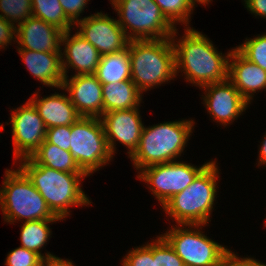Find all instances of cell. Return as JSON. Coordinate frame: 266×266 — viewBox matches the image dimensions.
Listing matches in <instances>:
<instances>
[{"label":"cell","instance_id":"cell-17","mask_svg":"<svg viewBox=\"0 0 266 266\" xmlns=\"http://www.w3.org/2000/svg\"><path fill=\"white\" fill-rule=\"evenodd\" d=\"M70 30L63 32L61 43H65L66 61L62 59L64 77L67 76V66L78 70L76 75L94 74L100 62L101 55L98 50L78 32L70 39Z\"/></svg>","mask_w":266,"mask_h":266},{"label":"cell","instance_id":"cell-14","mask_svg":"<svg viewBox=\"0 0 266 266\" xmlns=\"http://www.w3.org/2000/svg\"><path fill=\"white\" fill-rule=\"evenodd\" d=\"M64 77L61 89L69 92V98L81 117L103 115L102 84L94 74L74 75L70 80ZM70 81V82H69Z\"/></svg>","mask_w":266,"mask_h":266},{"label":"cell","instance_id":"cell-35","mask_svg":"<svg viewBox=\"0 0 266 266\" xmlns=\"http://www.w3.org/2000/svg\"><path fill=\"white\" fill-rule=\"evenodd\" d=\"M225 266H266L252 258H239L236 257L231 251L225 257Z\"/></svg>","mask_w":266,"mask_h":266},{"label":"cell","instance_id":"cell-9","mask_svg":"<svg viewBox=\"0 0 266 266\" xmlns=\"http://www.w3.org/2000/svg\"><path fill=\"white\" fill-rule=\"evenodd\" d=\"M172 228L163 237L173 247L185 266H220L230 252L207 238L200 230ZM200 231V232H199Z\"/></svg>","mask_w":266,"mask_h":266},{"label":"cell","instance_id":"cell-22","mask_svg":"<svg viewBox=\"0 0 266 266\" xmlns=\"http://www.w3.org/2000/svg\"><path fill=\"white\" fill-rule=\"evenodd\" d=\"M101 84L131 80V65L128 48L101 56L94 73Z\"/></svg>","mask_w":266,"mask_h":266},{"label":"cell","instance_id":"cell-40","mask_svg":"<svg viewBox=\"0 0 266 266\" xmlns=\"http://www.w3.org/2000/svg\"><path fill=\"white\" fill-rule=\"evenodd\" d=\"M192 2L193 5H195V2H199L201 4H206L208 3L210 0H190Z\"/></svg>","mask_w":266,"mask_h":266},{"label":"cell","instance_id":"cell-27","mask_svg":"<svg viewBox=\"0 0 266 266\" xmlns=\"http://www.w3.org/2000/svg\"><path fill=\"white\" fill-rule=\"evenodd\" d=\"M246 40L244 44L235 49L248 61L266 71V35Z\"/></svg>","mask_w":266,"mask_h":266},{"label":"cell","instance_id":"cell-13","mask_svg":"<svg viewBox=\"0 0 266 266\" xmlns=\"http://www.w3.org/2000/svg\"><path fill=\"white\" fill-rule=\"evenodd\" d=\"M104 133L111 154H114V140L120 141L129 149V155L137 149L143 130L138 108L109 111L101 116Z\"/></svg>","mask_w":266,"mask_h":266},{"label":"cell","instance_id":"cell-25","mask_svg":"<svg viewBox=\"0 0 266 266\" xmlns=\"http://www.w3.org/2000/svg\"><path fill=\"white\" fill-rule=\"evenodd\" d=\"M32 16L51 24L62 32L71 30L74 25L61 7L59 0H31Z\"/></svg>","mask_w":266,"mask_h":266},{"label":"cell","instance_id":"cell-10","mask_svg":"<svg viewBox=\"0 0 266 266\" xmlns=\"http://www.w3.org/2000/svg\"><path fill=\"white\" fill-rule=\"evenodd\" d=\"M209 163L199 168L176 161L154 164L139 170L138 178L151 185L150 190L163 207L175 194L187 188Z\"/></svg>","mask_w":266,"mask_h":266},{"label":"cell","instance_id":"cell-26","mask_svg":"<svg viewBox=\"0 0 266 266\" xmlns=\"http://www.w3.org/2000/svg\"><path fill=\"white\" fill-rule=\"evenodd\" d=\"M159 6L161 13L174 26L176 22H189V14L193 9V4L190 0H154Z\"/></svg>","mask_w":266,"mask_h":266},{"label":"cell","instance_id":"cell-37","mask_svg":"<svg viewBox=\"0 0 266 266\" xmlns=\"http://www.w3.org/2000/svg\"><path fill=\"white\" fill-rule=\"evenodd\" d=\"M36 266H58V257L42 259Z\"/></svg>","mask_w":266,"mask_h":266},{"label":"cell","instance_id":"cell-21","mask_svg":"<svg viewBox=\"0 0 266 266\" xmlns=\"http://www.w3.org/2000/svg\"><path fill=\"white\" fill-rule=\"evenodd\" d=\"M103 113L138 108L141 92L131 80L102 84Z\"/></svg>","mask_w":266,"mask_h":266},{"label":"cell","instance_id":"cell-42","mask_svg":"<svg viewBox=\"0 0 266 266\" xmlns=\"http://www.w3.org/2000/svg\"><path fill=\"white\" fill-rule=\"evenodd\" d=\"M0 130H4V127L0 125Z\"/></svg>","mask_w":266,"mask_h":266},{"label":"cell","instance_id":"cell-31","mask_svg":"<svg viewBox=\"0 0 266 266\" xmlns=\"http://www.w3.org/2000/svg\"><path fill=\"white\" fill-rule=\"evenodd\" d=\"M6 259L7 266H36L43 258L36 252L20 246L12 250Z\"/></svg>","mask_w":266,"mask_h":266},{"label":"cell","instance_id":"cell-36","mask_svg":"<svg viewBox=\"0 0 266 266\" xmlns=\"http://www.w3.org/2000/svg\"><path fill=\"white\" fill-rule=\"evenodd\" d=\"M245 4L254 15L266 18V0H245Z\"/></svg>","mask_w":266,"mask_h":266},{"label":"cell","instance_id":"cell-5","mask_svg":"<svg viewBox=\"0 0 266 266\" xmlns=\"http://www.w3.org/2000/svg\"><path fill=\"white\" fill-rule=\"evenodd\" d=\"M193 123V120H183L143 127L139 145L130 156L135 168L141 170L176 159L183 152Z\"/></svg>","mask_w":266,"mask_h":266},{"label":"cell","instance_id":"cell-7","mask_svg":"<svg viewBox=\"0 0 266 266\" xmlns=\"http://www.w3.org/2000/svg\"><path fill=\"white\" fill-rule=\"evenodd\" d=\"M112 4L120 17L118 24L130 41L172 38L175 27L154 0H112ZM127 28L133 34L128 36Z\"/></svg>","mask_w":266,"mask_h":266},{"label":"cell","instance_id":"cell-34","mask_svg":"<svg viewBox=\"0 0 266 266\" xmlns=\"http://www.w3.org/2000/svg\"><path fill=\"white\" fill-rule=\"evenodd\" d=\"M16 34V27L14 23L6 21L4 18L0 16V47L3 48L5 45L7 46L10 43L13 35Z\"/></svg>","mask_w":266,"mask_h":266},{"label":"cell","instance_id":"cell-30","mask_svg":"<svg viewBox=\"0 0 266 266\" xmlns=\"http://www.w3.org/2000/svg\"><path fill=\"white\" fill-rule=\"evenodd\" d=\"M157 266H185L173 247L163 237L157 239Z\"/></svg>","mask_w":266,"mask_h":266},{"label":"cell","instance_id":"cell-28","mask_svg":"<svg viewBox=\"0 0 266 266\" xmlns=\"http://www.w3.org/2000/svg\"><path fill=\"white\" fill-rule=\"evenodd\" d=\"M0 14L8 22L16 20L18 24L23 23L32 17V1L31 0H0ZM11 20V21H10ZM18 20V21H17Z\"/></svg>","mask_w":266,"mask_h":266},{"label":"cell","instance_id":"cell-18","mask_svg":"<svg viewBox=\"0 0 266 266\" xmlns=\"http://www.w3.org/2000/svg\"><path fill=\"white\" fill-rule=\"evenodd\" d=\"M229 57L232 62L228 63V80L250 102L252 92L266 88V71L248 61L236 49L230 52Z\"/></svg>","mask_w":266,"mask_h":266},{"label":"cell","instance_id":"cell-11","mask_svg":"<svg viewBox=\"0 0 266 266\" xmlns=\"http://www.w3.org/2000/svg\"><path fill=\"white\" fill-rule=\"evenodd\" d=\"M11 114L14 155L30 157L45 141L47 128L34 105L29 101Z\"/></svg>","mask_w":266,"mask_h":266},{"label":"cell","instance_id":"cell-6","mask_svg":"<svg viewBox=\"0 0 266 266\" xmlns=\"http://www.w3.org/2000/svg\"><path fill=\"white\" fill-rule=\"evenodd\" d=\"M5 173L0 205L6 222L23 218L25 222L60 219L51 212L44 198L20 169H6Z\"/></svg>","mask_w":266,"mask_h":266},{"label":"cell","instance_id":"cell-15","mask_svg":"<svg viewBox=\"0 0 266 266\" xmlns=\"http://www.w3.org/2000/svg\"><path fill=\"white\" fill-rule=\"evenodd\" d=\"M202 88L208 90L204 97L208 112L223 125L237 118L249 103L228 79Z\"/></svg>","mask_w":266,"mask_h":266},{"label":"cell","instance_id":"cell-38","mask_svg":"<svg viewBox=\"0 0 266 266\" xmlns=\"http://www.w3.org/2000/svg\"><path fill=\"white\" fill-rule=\"evenodd\" d=\"M262 146L260 148V153H259V163L260 164H266V136L263 139Z\"/></svg>","mask_w":266,"mask_h":266},{"label":"cell","instance_id":"cell-19","mask_svg":"<svg viewBox=\"0 0 266 266\" xmlns=\"http://www.w3.org/2000/svg\"><path fill=\"white\" fill-rule=\"evenodd\" d=\"M27 68L44 85L61 88L64 79L62 53L18 49Z\"/></svg>","mask_w":266,"mask_h":266},{"label":"cell","instance_id":"cell-8","mask_svg":"<svg viewBox=\"0 0 266 266\" xmlns=\"http://www.w3.org/2000/svg\"><path fill=\"white\" fill-rule=\"evenodd\" d=\"M70 150L80 169L87 175L113 157L106 140L101 118L80 117L71 125Z\"/></svg>","mask_w":266,"mask_h":266},{"label":"cell","instance_id":"cell-16","mask_svg":"<svg viewBox=\"0 0 266 266\" xmlns=\"http://www.w3.org/2000/svg\"><path fill=\"white\" fill-rule=\"evenodd\" d=\"M17 27L15 37L22 46L19 49L62 53L60 45L63 32L57 27L33 16L18 24Z\"/></svg>","mask_w":266,"mask_h":266},{"label":"cell","instance_id":"cell-12","mask_svg":"<svg viewBox=\"0 0 266 266\" xmlns=\"http://www.w3.org/2000/svg\"><path fill=\"white\" fill-rule=\"evenodd\" d=\"M78 32L85 40L89 41L101 56L125 50L129 39L118 21L111 19L101 12L85 17L78 21Z\"/></svg>","mask_w":266,"mask_h":266},{"label":"cell","instance_id":"cell-1","mask_svg":"<svg viewBox=\"0 0 266 266\" xmlns=\"http://www.w3.org/2000/svg\"><path fill=\"white\" fill-rule=\"evenodd\" d=\"M188 28L179 44L173 43L176 73L183 68L186 79L201 87L227 80L230 52L223 57L205 35Z\"/></svg>","mask_w":266,"mask_h":266},{"label":"cell","instance_id":"cell-32","mask_svg":"<svg viewBox=\"0 0 266 266\" xmlns=\"http://www.w3.org/2000/svg\"><path fill=\"white\" fill-rule=\"evenodd\" d=\"M71 138V125L56 126L48 128L46 132V140L49 143L55 144L59 148L69 151Z\"/></svg>","mask_w":266,"mask_h":266},{"label":"cell","instance_id":"cell-4","mask_svg":"<svg viewBox=\"0 0 266 266\" xmlns=\"http://www.w3.org/2000/svg\"><path fill=\"white\" fill-rule=\"evenodd\" d=\"M217 166L211 161L180 193L175 194L164 206L179 226L206 225L216 196Z\"/></svg>","mask_w":266,"mask_h":266},{"label":"cell","instance_id":"cell-33","mask_svg":"<svg viewBox=\"0 0 266 266\" xmlns=\"http://www.w3.org/2000/svg\"><path fill=\"white\" fill-rule=\"evenodd\" d=\"M88 1L89 0H59L66 17L74 24L78 23V17Z\"/></svg>","mask_w":266,"mask_h":266},{"label":"cell","instance_id":"cell-41","mask_svg":"<svg viewBox=\"0 0 266 266\" xmlns=\"http://www.w3.org/2000/svg\"><path fill=\"white\" fill-rule=\"evenodd\" d=\"M220 266H225V258Z\"/></svg>","mask_w":266,"mask_h":266},{"label":"cell","instance_id":"cell-29","mask_svg":"<svg viewBox=\"0 0 266 266\" xmlns=\"http://www.w3.org/2000/svg\"><path fill=\"white\" fill-rule=\"evenodd\" d=\"M123 266H157V240L129 252Z\"/></svg>","mask_w":266,"mask_h":266},{"label":"cell","instance_id":"cell-20","mask_svg":"<svg viewBox=\"0 0 266 266\" xmlns=\"http://www.w3.org/2000/svg\"><path fill=\"white\" fill-rule=\"evenodd\" d=\"M33 96L34 98H29L28 101L34 105L47 129L72 125L81 117L71 103L69 96L53 94L43 99H38L36 94Z\"/></svg>","mask_w":266,"mask_h":266},{"label":"cell","instance_id":"cell-23","mask_svg":"<svg viewBox=\"0 0 266 266\" xmlns=\"http://www.w3.org/2000/svg\"><path fill=\"white\" fill-rule=\"evenodd\" d=\"M29 158L36 165L46 166L57 171L84 173L69 151L49 143L46 139Z\"/></svg>","mask_w":266,"mask_h":266},{"label":"cell","instance_id":"cell-24","mask_svg":"<svg viewBox=\"0 0 266 266\" xmlns=\"http://www.w3.org/2000/svg\"><path fill=\"white\" fill-rule=\"evenodd\" d=\"M61 219H43L36 221L24 222L21 227V247L31 250L39 254L43 259L55 257L52 254H41L40 249L47 242L50 236L48 223L55 222Z\"/></svg>","mask_w":266,"mask_h":266},{"label":"cell","instance_id":"cell-3","mask_svg":"<svg viewBox=\"0 0 266 266\" xmlns=\"http://www.w3.org/2000/svg\"><path fill=\"white\" fill-rule=\"evenodd\" d=\"M176 31L175 28L172 38L129 41L131 81L141 93L176 76L173 46Z\"/></svg>","mask_w":266,"mask_h":266},{"label":"cell","instance_id":"cell-39","mask_svg":"<svg viewBox=\"0 0 266 266\" xmlns=\"http://www.w3.org/2000/svg\"><path fill=\"white\" fill-rule=\"evenodd\" d=\"M58 266H74L71 261L60 259L58 257Z\"/></svg>","mask_w":266,"mask_h":266},{"label":"cell","instance_id":"cell-2","mask_svg":"<svg viewBox=\"0 0 266 266\" xmlns=\"http://www.w3.org/2000/svg\"><path fill=\"white\" fill-rule=\"evenodd\" d=\"M19 169L28 177L47 203L51 212L60 219L65 218L68 208L74 205H89L91 202L80 188V179L86 173H68L36 165L29 157Z\"/></svg>","mask_w":266,"mask_h":266}]
</instances>
